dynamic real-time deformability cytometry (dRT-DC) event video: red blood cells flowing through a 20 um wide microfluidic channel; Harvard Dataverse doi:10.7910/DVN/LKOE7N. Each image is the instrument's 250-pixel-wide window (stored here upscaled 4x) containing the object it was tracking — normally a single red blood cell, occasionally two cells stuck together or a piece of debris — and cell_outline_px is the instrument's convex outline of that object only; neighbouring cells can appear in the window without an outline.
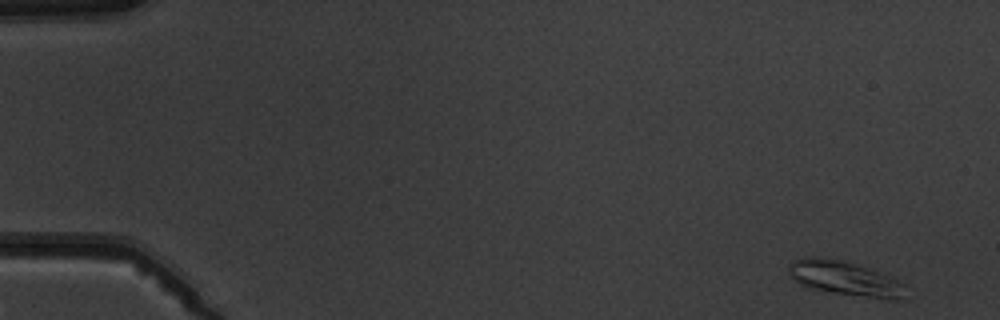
{"species": "common noctule bat (a hibernating species)", "species_latin": "Nyctalus noctula", "temperature_condition": "warm", "stored_images_in_passage": 5, "camera_frame_rate_fps": 3000, "um_per_image_px": 0.085, "animal": {"sex": "male", "body_mass_g": 19.5, "forearm_length_mm": 54.6}, "frame": {"image": 1, "passage_image": 1, "time_ms": 0.0, "image_size_px": [1000, 320], "cell_outline_px": [[908, 300], [888, 300], [808, 288], [792, 280], [788, 272], [788, 264], [792, 260], [808, 256], [812, 256], [844, 260], [868, 268], [908, 284]], "centroid_in_image_um": [71.88, 23.68], "position_along_channel_um": 13.1, "area_um2": 24.1}}